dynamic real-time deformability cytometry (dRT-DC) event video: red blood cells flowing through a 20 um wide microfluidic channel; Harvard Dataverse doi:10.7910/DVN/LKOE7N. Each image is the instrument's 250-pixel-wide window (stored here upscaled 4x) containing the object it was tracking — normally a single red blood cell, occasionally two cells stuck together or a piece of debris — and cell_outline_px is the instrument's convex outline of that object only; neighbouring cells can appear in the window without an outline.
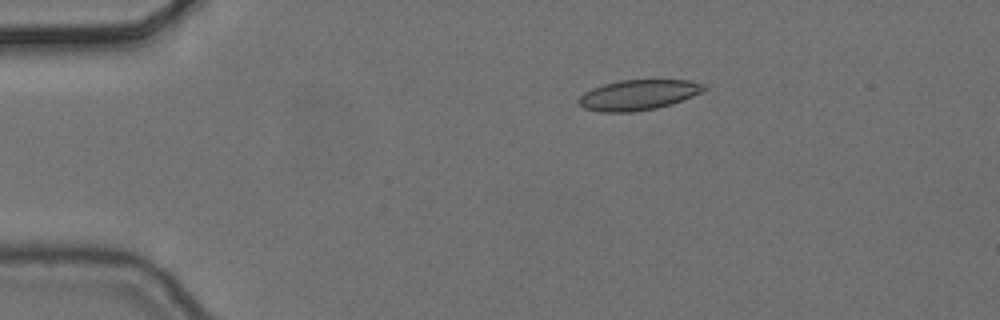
{"species": "common noctule bat (a hibernating species)", "species_latin": "Nyctalus noctula", "temperature_condition": "cold", "stored_images_in_passage": 2, "camera_frame_rate_fps": 3000, "um_per_image_px": 0.085, "animal": {"sex": "female", "body_mass_g": 24.6, "forearm_length_mm": 56.2}, "frame": {"image": 1, "passage_image": 1, "time_ms": 0.0, "image_size_px": [1000, 320], "cell_outline_px": [[708, 88], [692, 96], [672, 104], [656, 108], [632, 112], [600, 112], [584, 108], [576, 100], [584, 92], [592, 88], [604, 84], [620, 80], [688, 80], [704, 84]], "centroid_in_image_um": [54.23, 8.07], "position_along_channel_um": 30.8, "area_um2": 22.08}}